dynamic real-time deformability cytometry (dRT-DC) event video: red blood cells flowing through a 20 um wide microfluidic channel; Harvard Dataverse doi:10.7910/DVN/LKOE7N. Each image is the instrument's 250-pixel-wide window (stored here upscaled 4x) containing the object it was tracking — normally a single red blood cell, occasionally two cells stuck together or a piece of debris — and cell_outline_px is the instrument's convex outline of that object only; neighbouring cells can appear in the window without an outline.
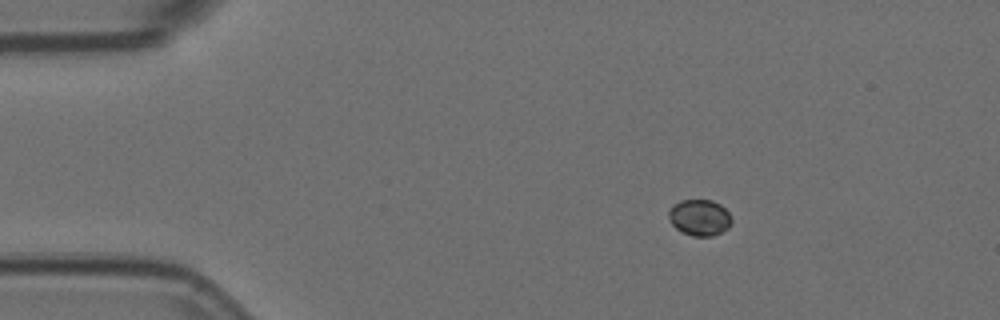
{"species": "Egyptian fruit bat (a non-hibernating species)", "species_latin": "Rousettus aegyptiacus", "temperature_condition": "room temperature", "stored_images_in_passage": 6, "camera_frame_rate_fps": 3000, "um_per_image_px": 0.085, "animal": {"sex": "female"}, "frame": {"image": 1, "passage_image": 1, "time_ms": 0.0, "image_size_px": [1000, 320], "cell_outline_px": [[732, 220], [728, 228], [712, 236], [692, 236], [676, 228], [668, 220], [668, 212], [680, 200], [712, 200], [720, 204], [728, 212]], "centroid_in_image_um": [59.47, 18.49], "position_along_channel_um": 25.5, "area_um2": 13.12}}
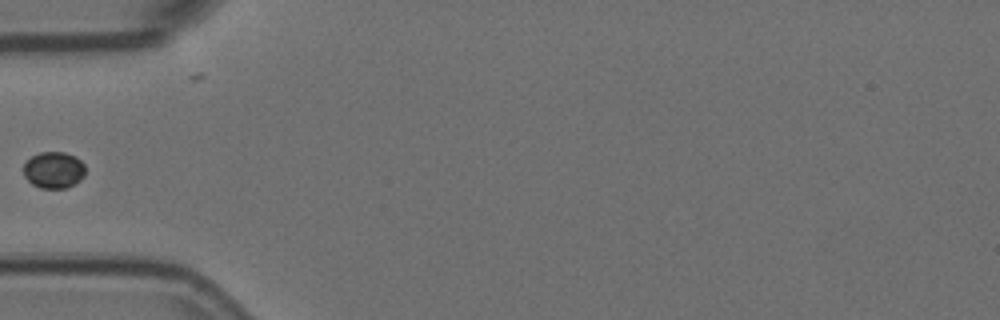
{"frame": {"image": 2, "passage_image": 4, "time_ms": 1.0, "image_size_px": [1000, 320], "cell_outline_px": [[84, 176], [80, 180], [64, 188], [40, 188], [32, 184], [24, 176], [24, 164], [32, 156], [40, 152], [64, 152], [80, 160], [84, 164]], "centroid_in_image_um": [4.55, 14.45], "position_along_channel_um": 80.5, "area_um2": 12.95}}
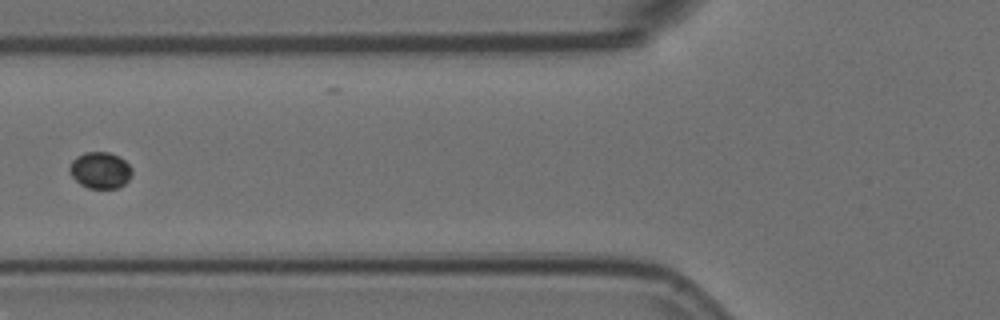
{"frame": {"image": 3, "passage_image": 5, "time_ms": 1.333, "image_size_px": [1000, 320], "cell_outline_px": [[132, 176], [124, 184], [116, 188], [88, 188], [80, 184], [68, 172], [68, 168], [72, 160], [76, 156], [84, 152], [108, 152], [120, 156], [132, 168]], "centroid_in_image_um": [8.51, 14.46], "position_along_channel_um": 117.3, "area_um2": 13.41}}